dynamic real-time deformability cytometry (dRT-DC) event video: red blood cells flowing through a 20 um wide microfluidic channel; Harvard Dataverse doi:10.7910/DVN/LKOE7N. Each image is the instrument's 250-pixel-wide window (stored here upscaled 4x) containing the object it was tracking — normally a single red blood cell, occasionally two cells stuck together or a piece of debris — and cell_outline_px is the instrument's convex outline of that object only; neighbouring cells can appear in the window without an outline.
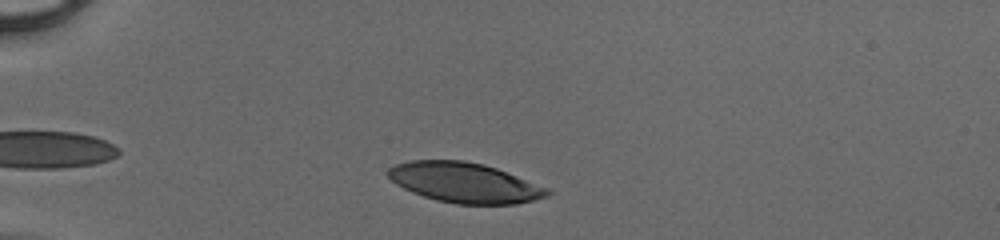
{"species": "human", "species_latin": "Homo sapiens", "temperature_condition": "cold", "stored_images_in_passage": 34, "camera_frame_rate_fps": 3000, "um_per_image_px": 0.085, "donor": {"sex": "male"}, "frame": {"image": 1, "passage_image": 5, "time_ms": 1.333, "image_size_px": [1000, 240], "cell_outline_px": [[552, 192], [548, 196], [516, 204], [456, 204], [436, 200], [412, 192], [396, 184], [388, 176], [388, 168], [396, 164], [412, 160], [464, 160], [484, 164], [496, 168], [552, 188]], "centroid_in_image_um": [39.54, 15.52], "position_along_channel_um": 45.5, "area_um2": 37.34}}
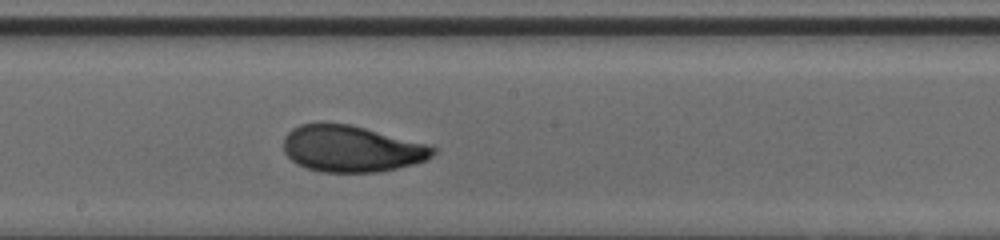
{"frame": {"image": 2, "passage_image": 20, "time_ms": 6.333, "image_size_px": [1000, 240], "cell_outline_px": [[436, 152], [432, 156], [424, 160], [412, 164], [396, 168], [376, 172], [320, 172], [296, 164], [284, 152], [284, 136], [292, 128], [300, 124], [320, 120], [352, 124], [432, 144], [436, 148]], "centroid_in_image_um": [29.87, 12.59], "position_along_channel_um": 218.3, "area_um2": 41.38}}
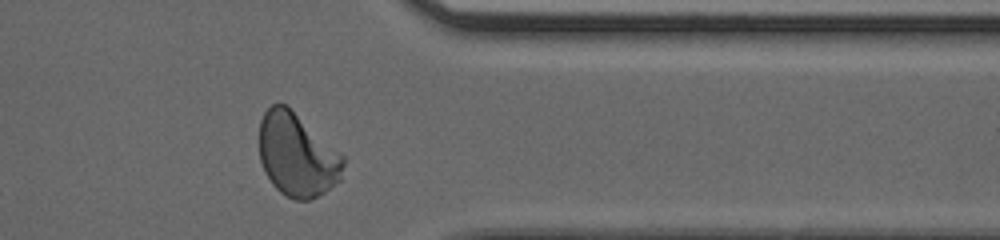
{"frame": {"image": 3, "passage_image": 32, "time_ms": 10.333, "image_size_px": [1000, 240], "cell_outline_px": [[344, 164], [340, 180], [324, 192], [308, 200], [296, 200], [280, 192], [272, 184], [264, 172], [260, 160], [260, 120], [264, 112], [272, 104], [284, 104], [344, 156]], "centroid_in_image_um": [25.23, 13.2], "position_along_channel_um": 386.2, "area_um2": 40.11}}